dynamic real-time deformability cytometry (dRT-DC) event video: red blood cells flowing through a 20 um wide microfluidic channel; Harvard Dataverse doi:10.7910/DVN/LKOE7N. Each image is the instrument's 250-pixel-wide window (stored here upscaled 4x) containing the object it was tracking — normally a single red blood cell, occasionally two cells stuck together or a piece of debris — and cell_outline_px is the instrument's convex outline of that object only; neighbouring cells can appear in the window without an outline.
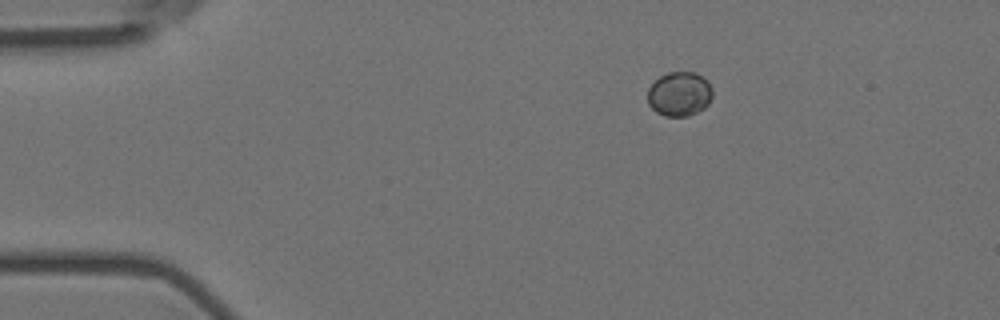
{"species": "Egyptian fruit bat (a non-hibernating species)", "species_latin": "Rousettus aegyptiacus", "temperature_condition": "room temperature", "stored_images_in_passage": 48, "camera_frame_rate_fps": 3000, "um_per_image_px": 0.085, "animal": {"sex": "female"}, "frame": {"image": 1, "passage_image": 1, "time_ms": 0.0, "image_size_px": [1000, 320], "cell_outline_px": [[712, 96], [708, 104], [704, 108], [688, 116], [664, 116], [656, 112], [648, 104], [648, 88], [660, 76], [668, 72], [696, 72], [712, 88]], "centroid_in_image_um": [57.73, 8.0], "position_along_channel_um": 27.3, "area_um2": 16.65}}
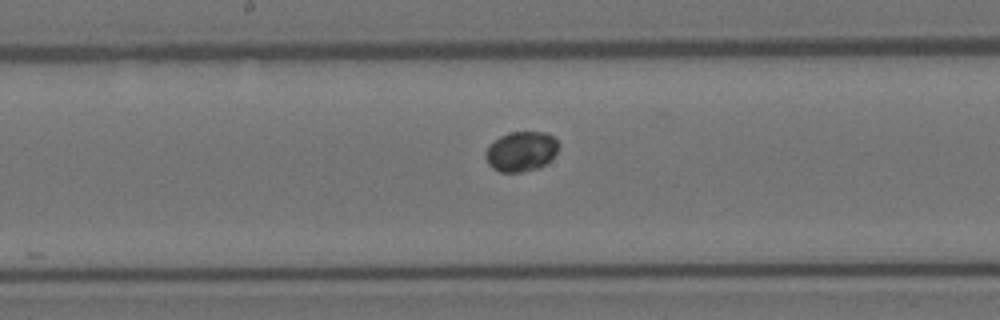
{"frame": {"image": 2, "passage_image": 21, "time_ms": 6.667, "image_size_px": [1000, 320], "cell_outline_px": [[560, 144], [556, 152], [544, 164], [536, 168], [520, 172], [500, 172], [492, 168], [488, 164], [484, 156], [484, 152], [500, 136], [512, 132], [544, 132], [552, 136]], "centroid_in_image_um": [44.27, 12.87], "position_along_channel_um": 203.9, "area_um2": 16.7}}
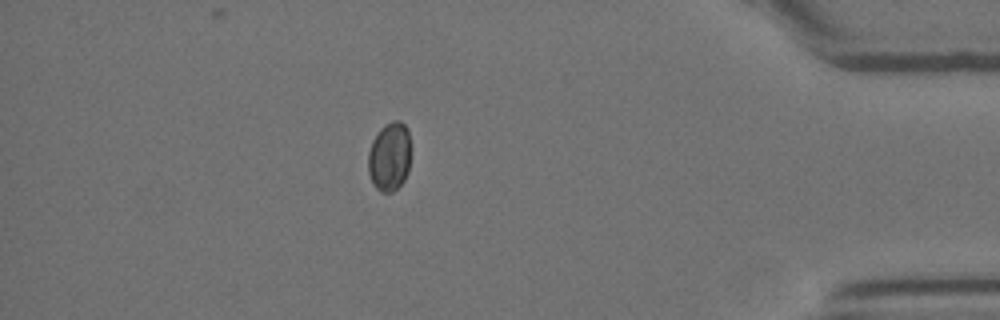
{"frame": {"image": 3, "passage_image": 41, "time_ms": 13.333, "image_size_px": [1000, 320], "cell_outline_px": [[408, 172], [404, 180], [392, 192], [380, 192], [372, 184], [368, 172], [368, 152], [372, 140], [380, 128], [384, 124], [392, 120], [400, 120], [408, 128]], "centroid_in_image_um": [33.06, 13.3], "position_along_channel_um": 402.1, "area_um2": 17.11}}